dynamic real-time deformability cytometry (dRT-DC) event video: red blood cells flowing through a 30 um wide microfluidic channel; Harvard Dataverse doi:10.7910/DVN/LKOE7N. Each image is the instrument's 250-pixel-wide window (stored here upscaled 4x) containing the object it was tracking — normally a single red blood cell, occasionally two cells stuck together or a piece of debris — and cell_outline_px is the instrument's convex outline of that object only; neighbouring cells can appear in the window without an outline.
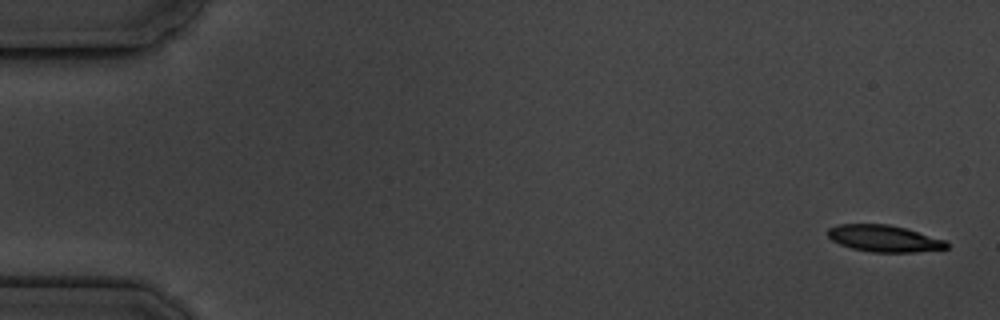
{"species": "common noctule bat (a hibernating species)", "species_latin": "Nyctalus noctula", "temperature_condition": "cold", "stored_images_in_passage": 5, "camera_frame_rate_fps": 3000, "um_per_image_px": 0.085, "animal": {"sex": "male", "body_mass_g": 19.5, "forearm_length_mm": 54.6}, "frame": {"image": 1, "passage_image": 1, "time_ms": 0.0, "image_size_px": [1000, 320], "cell_outline_px": [[948, 248], [916, 252], [872, 252], [852, 248], [840, 244], [832, 240], [828, 236], [828, 228], [840, 224], [888, 224], [908, 228], [944, 240], [948, 244]], "centroid_in_image_um": [75.15, 20.26], "position_along_channel_um": 9.8, "area_um2": 18.44}}
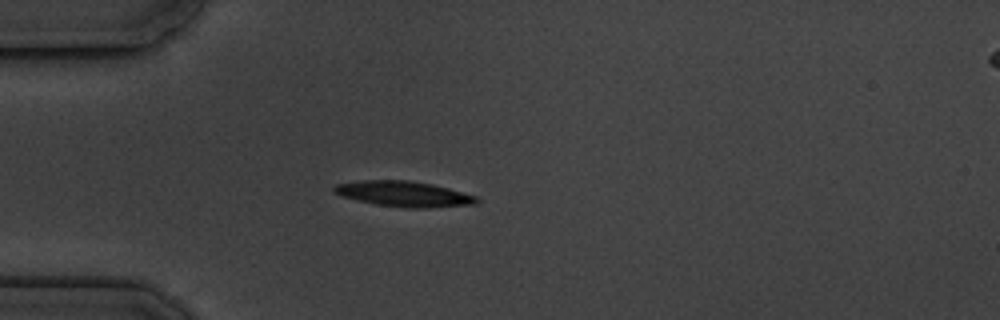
{"frame": {"image": 2, "passage_image": 5, "time_ms": 4.667, "image_size_px": [1000, 320], "cell_outline_px": [[480, 200], [476, 204], [428, 208], [408, 208], [376, 204], [356, 200], [340, 196], [332, 192], [332, 188], [336, 184], [364, 180], [408, 180], [432, 184], [448, 188], [476, 196]], "centroid_in_image_um": [34.3, 16.48], "position_along_channel_um": 50.7, "area_um2": 21.21}}